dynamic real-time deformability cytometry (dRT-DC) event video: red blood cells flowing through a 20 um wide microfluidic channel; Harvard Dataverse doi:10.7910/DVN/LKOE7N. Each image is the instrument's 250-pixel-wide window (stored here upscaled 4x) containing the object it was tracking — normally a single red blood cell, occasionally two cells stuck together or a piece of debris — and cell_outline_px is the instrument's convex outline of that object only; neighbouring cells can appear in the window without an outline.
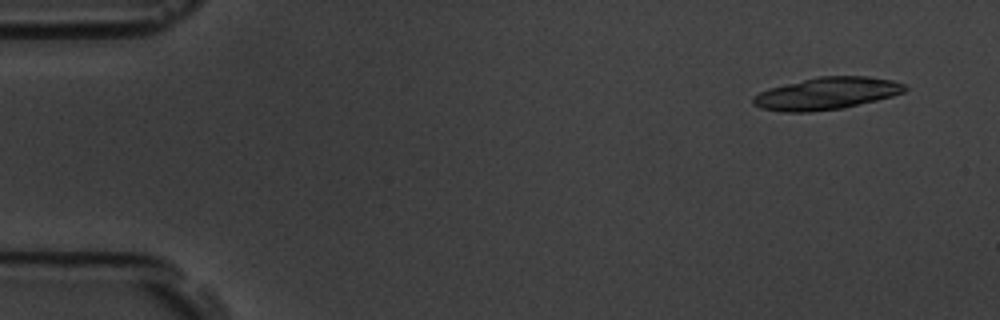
{"species": "common noctule bat (a hibernating species)", "species_latin": "Nyctalus noctula", "temperature_condition": "room temperature", "stored_images_in_passage": 20, "camera_frame_rate_fps": 3000, "um_per_image_px": 0.085, "animal": {"sex": "male", "body_mass_g": 19.5, "forearm_length_mm": 54.6}, "frame": {"image": 1, "passage_image": 4, "time_ms": 1.0, "image_size_px": [1000, 320], "cell_outline_px": [[908, 88], [904, 92], [892, 96], [844, 108], [808, 112], [784, 112], [760, 108], [752, 104], [752, 96], [768, 88], [820, 76], [868, 76], [892, 80], [904, 84]], "centroid_in_image_um": [70.25, 7.95], "position_along_channel_um": 14.8, "area_um2": 28.44}}